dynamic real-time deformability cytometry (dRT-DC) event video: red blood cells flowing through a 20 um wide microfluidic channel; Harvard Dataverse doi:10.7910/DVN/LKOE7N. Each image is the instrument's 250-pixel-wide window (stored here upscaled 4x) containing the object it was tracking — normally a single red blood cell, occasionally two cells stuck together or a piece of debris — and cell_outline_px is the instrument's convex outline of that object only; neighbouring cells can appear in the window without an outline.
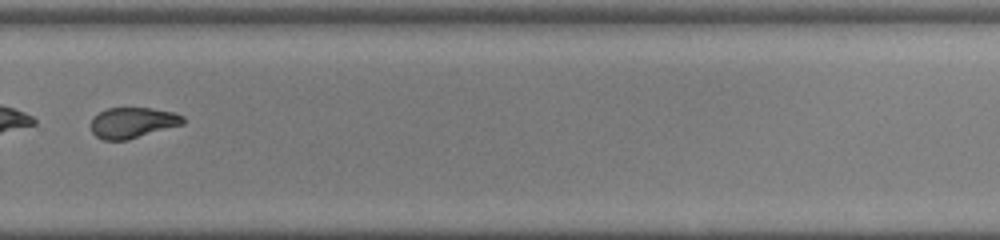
{"species": "common noctule bat (a hibernating species)", "species_latin": "Nyctalus noctula", "temperature_condition": "warm", "stored_images_in_passage": 43, "camera_frame_rate_fps": 3000, "um_per_image_px": 0.085, "animal": {"sex": "male", "body_mass_g": 19.0, "forearm_length_mm": 50.8}, "frame": {"image": 1, "passage_image": 31, "time_ms": 10.0, "image_size_px": [1000, 240], "cell_outline_px": [[184, 124], [128, 140], [104, 140], [96, 136], [92, 132], [92, 116], [108, 108], [152, 108], [172, 112], [184, 116]], "centroid_in_image_um": [11.28, 10.43], "position_along_channel_um": 318.5, "area_um2": 16.47}}